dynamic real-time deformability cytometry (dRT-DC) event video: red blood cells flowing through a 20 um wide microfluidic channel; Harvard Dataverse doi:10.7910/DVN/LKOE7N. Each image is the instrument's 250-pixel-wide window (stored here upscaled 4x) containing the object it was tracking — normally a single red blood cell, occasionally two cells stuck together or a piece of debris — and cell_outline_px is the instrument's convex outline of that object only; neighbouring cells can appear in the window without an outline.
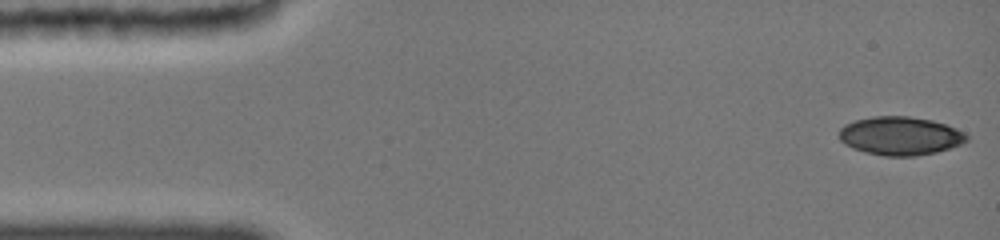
{"species": "common noctule bat (a hibernating species)", "species_latin": "Nyctalus noctula", "temperature_condition": "cold", "stored_images_in_passage": 19, "camera_frame_rate_fps": 3000, "um_per_image_px": 0.085, "animal": {"sex": "female", "body_mass_g": 19.0, "forearm_length_mm": 51.5}, "frame": {"image": 1, "passage_image": 1, "time_ms": 0.0, "image_size_px": [1000, 240], "cell_outline_px": [[968, 140], [960, 144], [936, 152], [912, 156], [884, 156], [868, 152], [856, 148], [840, 140], [840, 128], [856, 120], [872, 116], [908, 116], [932, 120], [956, 128], [964, 132], [968, 136]], "centroid_in_image_um": [76.56, 11.54], "position_along_channel_um": 8.4, "area_um2": 28.09}}
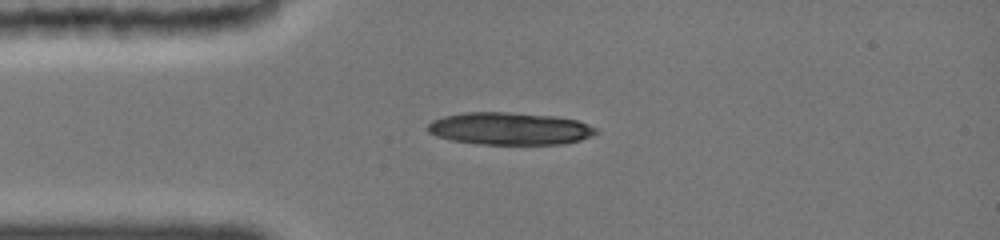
{"frame": {"image": 2, "passage_image": 9, "time_ms": 3.333, "image_size_px": [1000, 240], "cell_outline_px": [[596, 132], [580, 140], [560, 144], [484, 144], [452, 140], [436, 136], [428, 132], [428, 124], [432, 120], [444, 116], [468, 112], [500, 112], [552, 116], [576, 120], [596, 128]], "centroid_in_image_um": [43.27, 10.93], "position_along_channel_um": 41.7, "area_um2": 31.21}}